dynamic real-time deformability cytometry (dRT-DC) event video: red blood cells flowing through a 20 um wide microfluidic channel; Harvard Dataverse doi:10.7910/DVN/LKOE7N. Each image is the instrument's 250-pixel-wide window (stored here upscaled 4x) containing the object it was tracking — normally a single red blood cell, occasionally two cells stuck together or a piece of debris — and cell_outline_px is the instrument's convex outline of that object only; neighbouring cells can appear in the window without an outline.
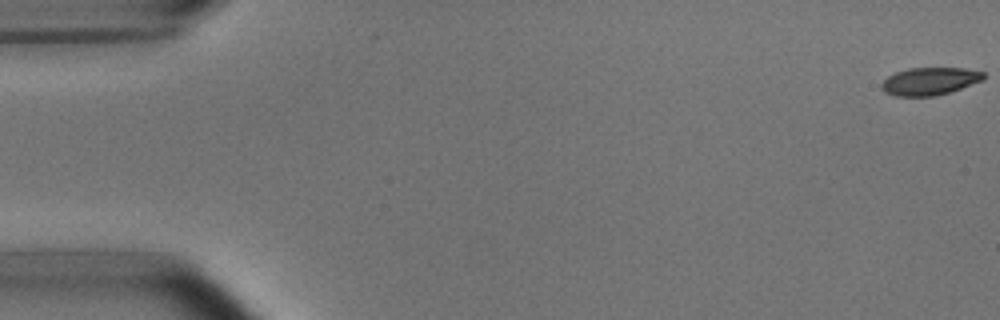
{"species": "common noctule bat (a hibernating species)", "species_latin": "Nyctalus noctula", "temperature_condition": "room temperature", "stored_images_in_passage": 7, "camera_frame_rate_fps": 3000, "um_per_image_px": 0.085, "animal": {"sex": "male", "body_mass_g": 15.6}, "frame": {"image": 1, "passage_image": 1, "time_ms": 0.0, "image_size_px": [1000, 320], "cell_outline_px": [[984, 80], [948, 92], [932, 96], [896, 96], [884, 92], [880, 88], [880, 84], [888, 76], [896, 72], [908, 68], [964, 68], [984, 72]], "centroid_in_image_um": [78.99, 6.9], "position_along_channel_um": 6.0, "area_um2": 16.36}}
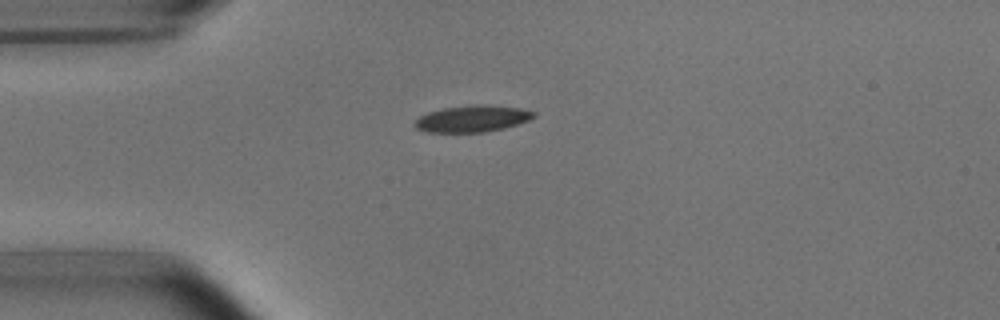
{"frame": {"image": 2, "passage_image": 5, "time_ms": 1.333, "image_size_px": [1000, 320], "cell_outline_px": [[536, 116], [528, 120], [504, 128], [484, 132], [424, 132], [416, 128], [412, 124], [420, 116], [428, 112], [444, 108], [480, 104], [520, 108], [536, 112]], "centroid_in_image_um": [40.12, 10.09], "position_along_channel_um": 44.9, "area_um2": 18.32}}
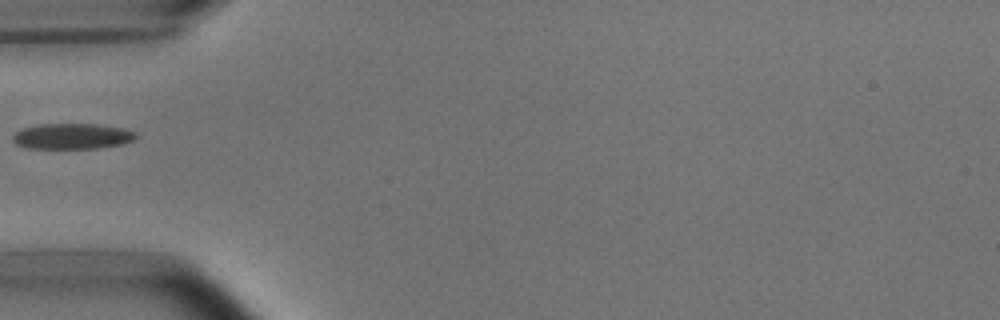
{"frame": {"image": 3, "passage_image": 6, "time_ms": 1.667, "image_size_px": [1000, 320], "cell_outline_px": [[140, 136], [136, 140], [120, 144], [96, 148], [28, 148], [16, 144], [12, 140], [12, 136], [20, 128], [36, 124], [96, 124], [124, 128], [136, 132]], "centroid_in_image_um": [6.15, 11.57], "position_along_channel_um": 78.9, "area_um2": 18.61}}